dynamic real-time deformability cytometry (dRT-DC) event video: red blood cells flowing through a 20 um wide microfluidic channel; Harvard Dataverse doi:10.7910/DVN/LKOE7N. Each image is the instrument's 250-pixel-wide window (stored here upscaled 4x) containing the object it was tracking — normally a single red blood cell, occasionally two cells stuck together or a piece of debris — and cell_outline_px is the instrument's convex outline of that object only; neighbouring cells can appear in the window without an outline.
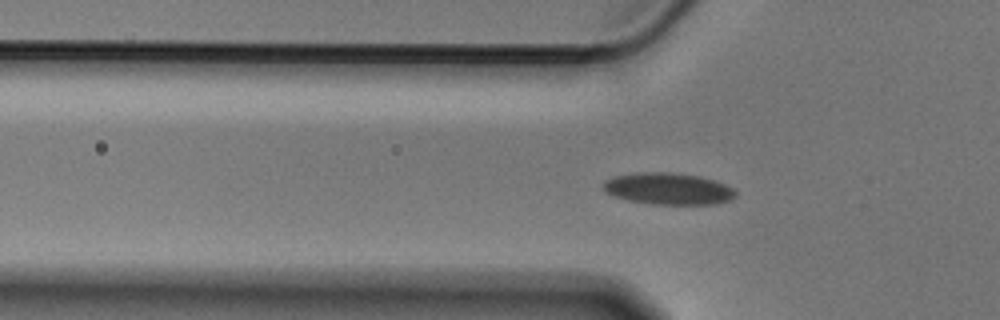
{"species": "Egyptian fruit bat (a non-hibernating species)", "species_latin": "Rousettus aegyptiacus", "temperature_condition": "cold", "stored_images_in_passage": 43, "segment_of_instrument_passage": [1, 2], "camera_frame_rate_fps": 3000, "um_per_image_px": 0.085, "animal": {"sex": "male"}, "frame": {"image": 1, "passage_image": 4, "time_ms": 1.0, "image_size_px": [1000, 320], "cell_outline_px": [[736, 196], [728, 200], [716, 204], [656, 204], [628, 200], [604, 192], [604, 180], [612, 176], [636, 172], [672, 172], [700, 176], [724, 184], [732, 188], [736, 192]], "centroid_in_image_um": [56.77, 16.03], "position_along_channel_um": 69.0, "area_um2": 24.39}}
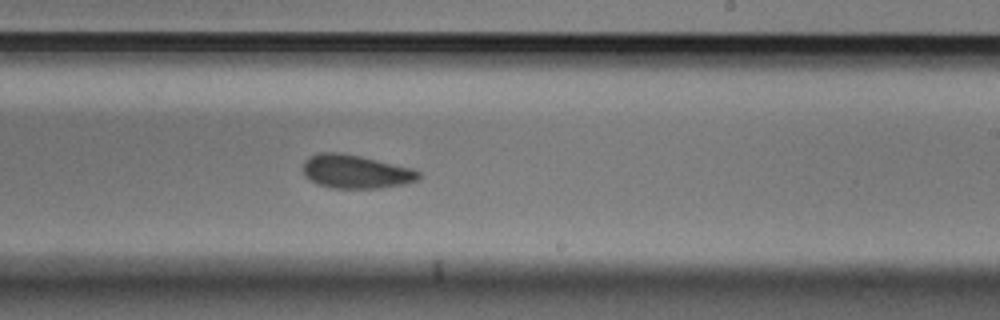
{"frame": {"image": 2, "passage_image": 20, "time_ms": 6.333, "image_size_px": [1000, 320], "cell_outline_px": [[420, 176], [416, 180], [400, 184], [376, 188], [336, 188], [320, 184], [312, 180], [304, 172], [304, 160], [320, 152], [340, 152], [360, 156], [412, 168], [420, 172]], "centroid_in_image_um": [30.25, 14.57], "position_along_channel_um": 258.8, "area_um2": 22.02}}
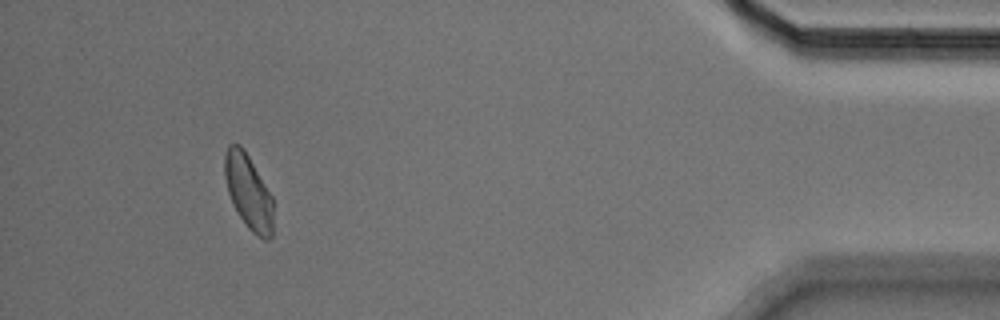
{"frame": {"image": 3, "passage_image": 38, "time_ms": 12.333, "image_size_px": [1000, 320], "cell_outline_px": [[272, 236], [268, 240], [264, 240], [256, 236], [248, 228], [232, 204], [228, 192], [224, 176], [224, 156], [228, 144], [240, 144], [244, 148], [272, 196]], "centroid_in_image_um": [21.1, 16.29], "position_along_channel_um": 414.1, "area_um2": 21.15}}